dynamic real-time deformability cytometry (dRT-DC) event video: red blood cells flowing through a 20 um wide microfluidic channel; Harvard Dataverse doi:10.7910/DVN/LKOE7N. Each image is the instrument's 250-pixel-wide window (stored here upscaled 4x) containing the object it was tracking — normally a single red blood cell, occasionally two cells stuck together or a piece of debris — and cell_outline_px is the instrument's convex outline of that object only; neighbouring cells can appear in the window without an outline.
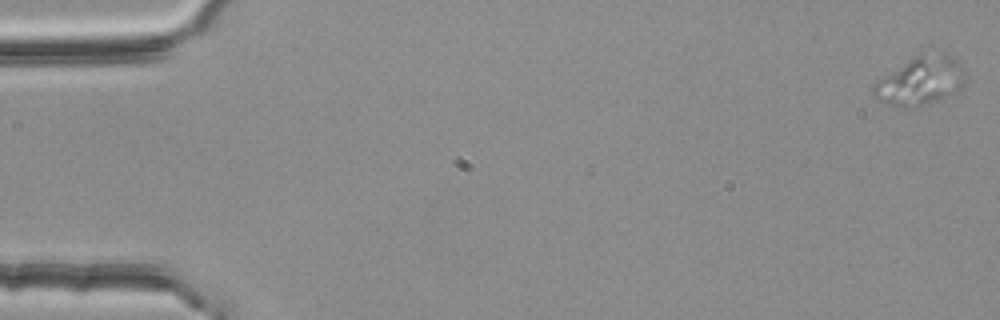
{"species": "common noctule bat (a hibernating species)", "species_latin": "Nyctalus noctula", "temperature_condition": "room temperature", "stored_images_in_passage": 55, "camera_frame_rate_fps": 3000, "um_per_image_px": 0.085, "animal": {"sex": "female", "body_mass_g": 25.1}, "frame": {"image": 1, "passage_image": 1, "time_ms": 0.0, "image_size_px": [1000, 320], "cell_outline_px": [[968, 80], [960, 88], [940, 100], [916, 108], [904, 108], [888, 104], [880, 100], [872, 92], [872, 84], [876, 80], [912, 56], [920, 52], [948, 52], [964, 68], [968, 76]], "centroid_in_image_um": [78.27, 6.84], "position_along_channel_um": 6.7, "area_um2": 26.82}}
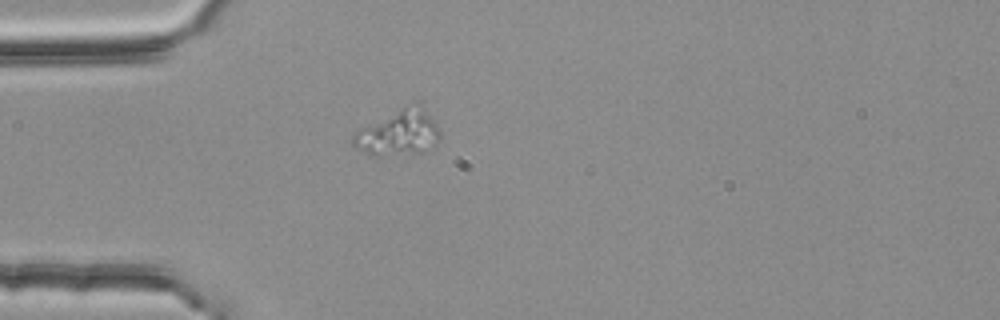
{"frame": {"image": 2, "passage_image": 16, "time_ms": 5.0, "image_size_px": [1000, 320], "cell_outline_px": [[440, 140], [420, 152], [380, 156], [372, 156], [356, 148], [352, 144], [352, 136], [360, 128], [404, 108], [420, 108], [436, 124], [440, 132]], "centroid_in_image_um": [33.81, 11.38], "position_along_channel_um": 51.2, "area_um2": 21.68}}